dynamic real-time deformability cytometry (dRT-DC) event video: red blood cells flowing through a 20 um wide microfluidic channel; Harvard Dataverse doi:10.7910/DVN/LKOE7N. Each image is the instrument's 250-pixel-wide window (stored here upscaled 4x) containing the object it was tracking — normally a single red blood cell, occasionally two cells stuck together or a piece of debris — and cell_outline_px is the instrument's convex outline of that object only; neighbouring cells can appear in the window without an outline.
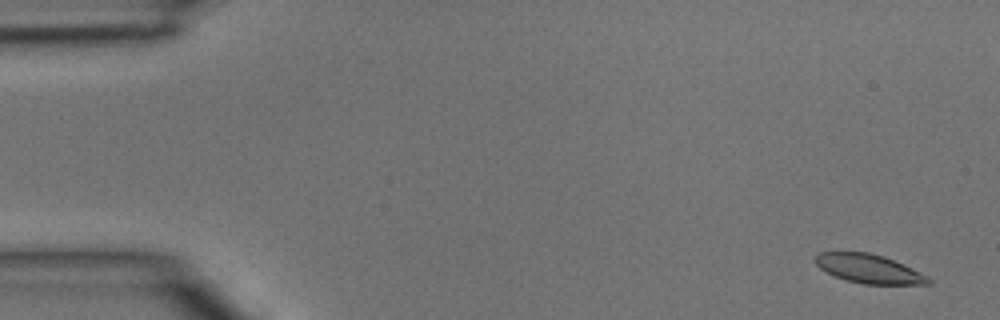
{"species": "common noctule bat (a hibernating species)", "species_latin": "Nyctalus noctula", "temperature_condition": "room temperature", "stored_images_in_passage": 4, "camera_frame_rate_fps": 3000, "um_per_image_px": 0.085, "animal": {"sex": "male", "body_mass_g": 15.6}, "frame": {"image": 1, "passage_image": 1, "time_ms": 0.0, "image_size_px": [1000, 320], "cell_outline_px": [[932, 284], [864, 284], [844, 280], [820, 268], [816, 264], [816, 256], [820, 252], [868, 252], [884, 256], [904, 264], [928, 276], [932, 280]], "centroid_in_image_um": [73.9, 22.85], "position_along_channel_um": 11.1, "area_um2": 18.96}}
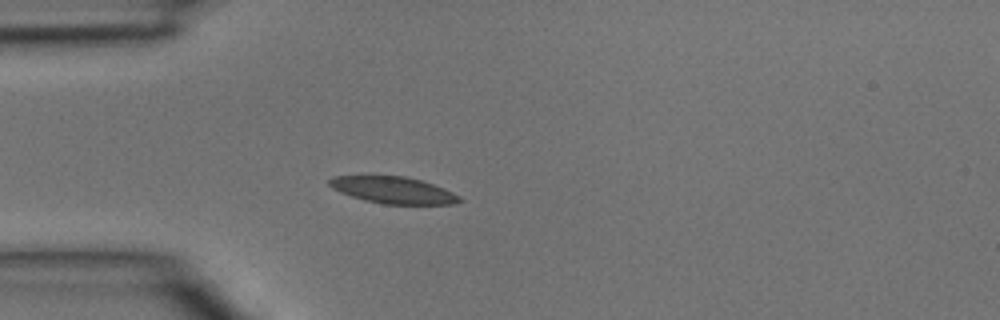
{"frame": {"image": 2, "passage_image": 4, "time_ms": 1.0, "image_size_px": [1000, 320], "cell_outline_px": [[464, 200], [456, 204], [384, 204], [364, 200], [340, 192], [332, 188], [328, 184], [328, 180], [332, 176], [404, 176], [420, 180], [444, 188], [460, 196]], "centroid_in_image_um": [33.44, 16.16], "position_along_channel_um": 51.6, "area_um2": 20.23}}